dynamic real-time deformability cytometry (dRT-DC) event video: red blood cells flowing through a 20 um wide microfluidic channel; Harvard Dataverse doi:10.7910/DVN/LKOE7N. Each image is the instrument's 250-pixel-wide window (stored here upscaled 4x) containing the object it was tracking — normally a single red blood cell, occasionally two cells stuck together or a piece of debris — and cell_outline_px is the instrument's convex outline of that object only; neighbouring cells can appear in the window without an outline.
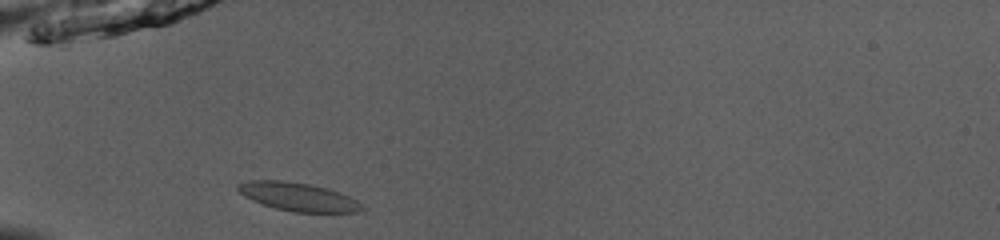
{"species": "common noctule bat (a hibernating species)", "species_latin": "Nyctalus noctula", "temperature_condition": "room temperature", "stored_images_in_passage": 35, "camera_frame_rate_fps": 3000, "um_per_image_px": 0.085, "animal": {"sex": "male", "body_mass_g": 13.0, "forearm_length_mm": 53.1}, "frame": {"image": 1, "passage_image": 1, "time_ms": 0.0, "image_size_px": [1000, 240], "cell_outline_px": [[364, 208], [360, 212], [292, 212], [276, 208], [252, 200], [244, 196], [236, 188], [236, 184], [248, 180], [284, 180], [308, 184], [340, 192], [356, 200]], "centroid_in_image_um": [25.3, 16.72], "position_along_channel_um": 59.7, "area_um2": 20.35}}
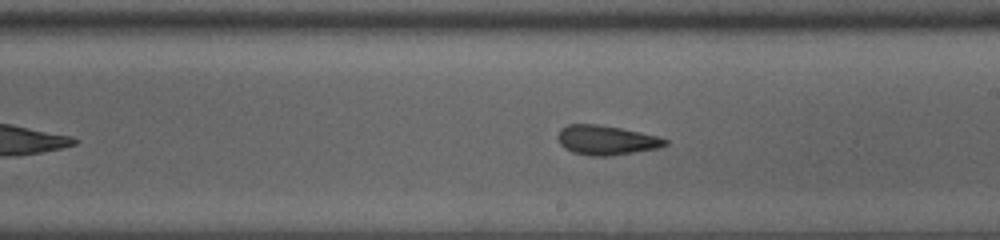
{"frame": {"image": 2, "passage_image": 15, "time_ms": 4.667, "image_size_px": [1000, 240], "cell_outline_px": [[668, 144], [660, 148], [608, 156], [592, 156], [572, 152], [564, 148], [560, 144], [556, 136], [560, 128], [568, 124], [596, 124], [620, 128], [640, 132], [656, 136], [668, 140]], "centroid_in_image_um": [51.5, 11.91], "position_along_channel_um": 237.5, "area_um2": 18.5}}
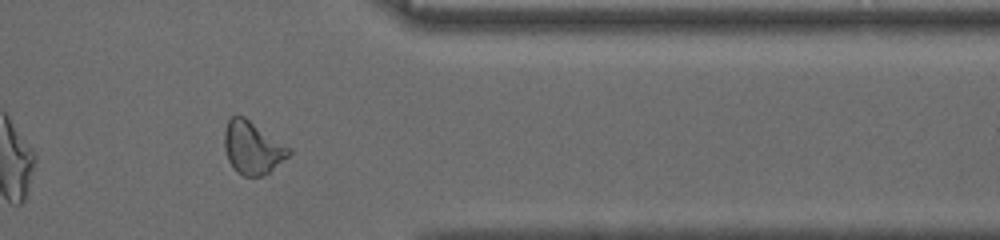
{"frame": {"image": 3, "passage_image": 27, "time_ms": 8.667, "image_size_px": [1000, 240], "cell_outline_px": [[292, 152], [288, 156], [268, 172], [260, 176], [244, 176], [236, 172], [228, 160], [224, 148], [224, 132], [228, 120], [232, 116], [244, 116], [292, 148]], "centroid_in_image_um": [21.46, 12.54], "position_along_channel_um": 389.9, "area_um2": 19.77}, "authors_computed_cell_mechanics": {"area_um2": 18.9584, "velocity_mm_per_s": 3.9704, "shape_relaxation_time_tau1_ms": 6.0295, "shape_relaxation_time_tau2_ms": 1.7521, "deformation_change_tau1": 0.166, "deformation_change_tau2": 0.0814}}